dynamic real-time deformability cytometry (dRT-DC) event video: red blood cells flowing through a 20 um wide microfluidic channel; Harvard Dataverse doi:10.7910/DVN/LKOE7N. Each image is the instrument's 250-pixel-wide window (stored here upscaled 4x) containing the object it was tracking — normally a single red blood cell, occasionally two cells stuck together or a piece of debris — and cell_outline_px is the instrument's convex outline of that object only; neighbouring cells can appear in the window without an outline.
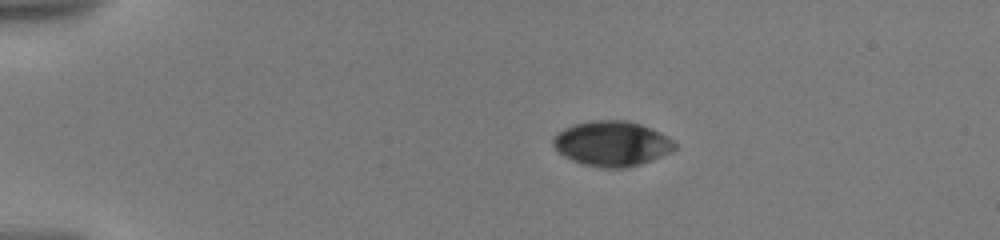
{"species": "human", "species_latin": "Homo sapiens", "temperature_condition": "warm", "stored_images_in_passage": 7, "camera_frame_rate_fps": 3000, "um_per_image_px": 0.085, "donor": {"sex": "male"}, "frame": {"image": 1, "passage_image": 1, "time_ms": 0.0, "image_size_px": [1000, 240], "cell_outline_px": [[676, 148], [672, 152], [640, 164], [628, 168], [604, 168], [584, 164], [572, 160], [564, 156], [552, 144], [552, 136], [556, 132], [572, 124], [596, 120], [628, 120], [640, 124], [660, 132], [672, 140], [676, 144]], "centroid_in_image_um": [52.0, 12.2], "position_along_channel_um": 33.0, "area_um2": 32.02}}
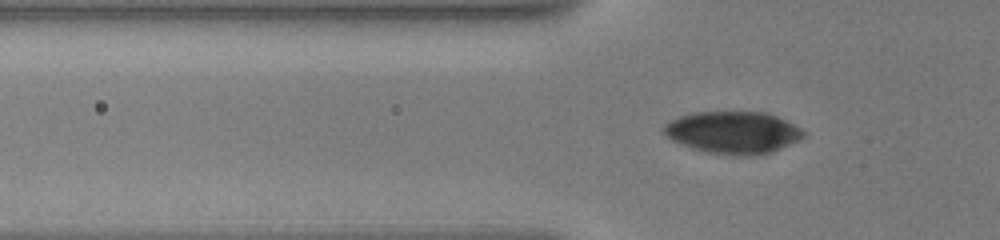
{"frame": {"image": 2, "passage_image": 6, "time_ms": 2.667, "image_size_px": [1000, 240], "cell_outline_px": [[804, 136], [796, 140], [768, 152], [756, 156], [736, 156], [708, 152], [672, 140], [664, 132], [664, 124], [668, 120], [692, 112], [764, 112], [776, 116], [800, 128], [804, 132]], "centroid_in_image_um": [62.27, 11.24], "position_along_channel_um": 63.5, "area_um2": 33.7}}